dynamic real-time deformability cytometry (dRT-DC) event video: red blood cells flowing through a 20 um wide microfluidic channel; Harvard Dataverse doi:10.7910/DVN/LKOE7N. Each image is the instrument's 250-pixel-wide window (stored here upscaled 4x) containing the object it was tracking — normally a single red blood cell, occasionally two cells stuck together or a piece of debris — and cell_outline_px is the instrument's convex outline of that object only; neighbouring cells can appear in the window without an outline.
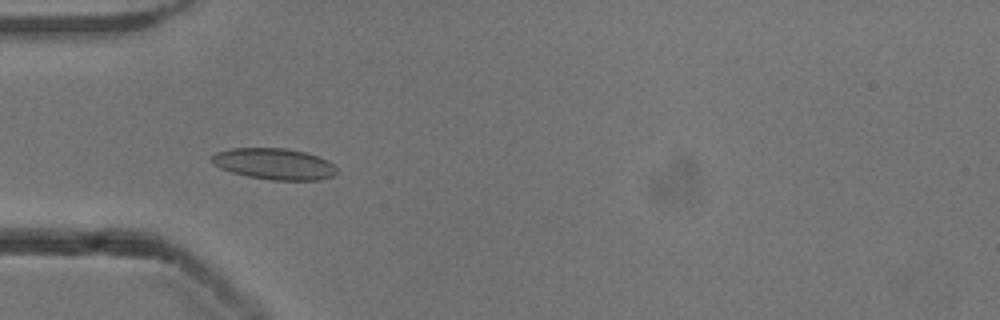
{"species": "common noctule bat (a hibernating species)", "species_latin": "Nyctalus noctula", "temperature_condition": "cold", "stored_images_in_passage": 38, "camera_frame_rate_fps": 3000, "um_per_image_px": 0.085, "animal": {"sex": "male", "body_mass_g": 13.3}, "frame": {"image": 1, "passage_image": 9, "time_ms": 2.667, "image_size_px": [1000, 320], "cell_outline_px": [[336, 172], [332, 176], [320, 180], [272, 180], [248, 176], [232, 172], [220, 168], [212, 164], [212, 156], [216, 152], [232, 148], [284, 148], [304, 152], [328, 160], [336, 168]], "centroid_in_image_um": [23.29, 13.93], "position_along_channel_um": 61.7, "area_um2": 22.6}}
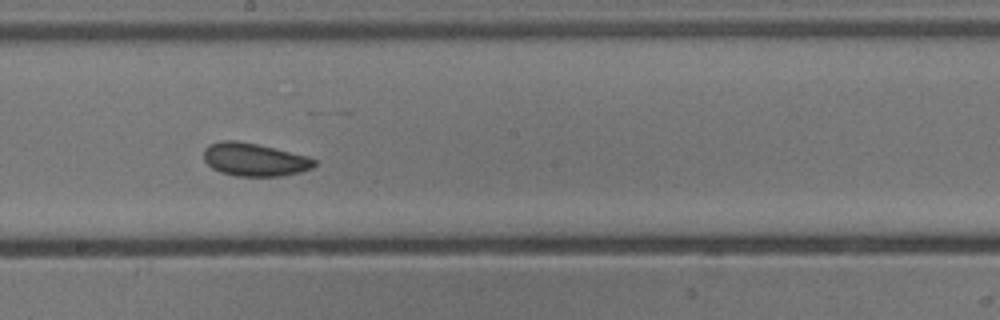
{"frame": {"image": 2, "passage_image": 22, "time_ms": 7.0, "image_size_px": [1000, 320], "cell_outline_px": [[316, 164], [312, 168], [300, 172], [280, 176], [236, 176], [220, 172], [212, 168], [204, 160], [204, 148], [208, 144], [220, 140], [236, 140], [256, 144], [308, 156], [316, 160]], "centroid_in_image_um": [21.6, 13.56], "position_along_channel_um": 226.6, "area_um2": 21.33}}
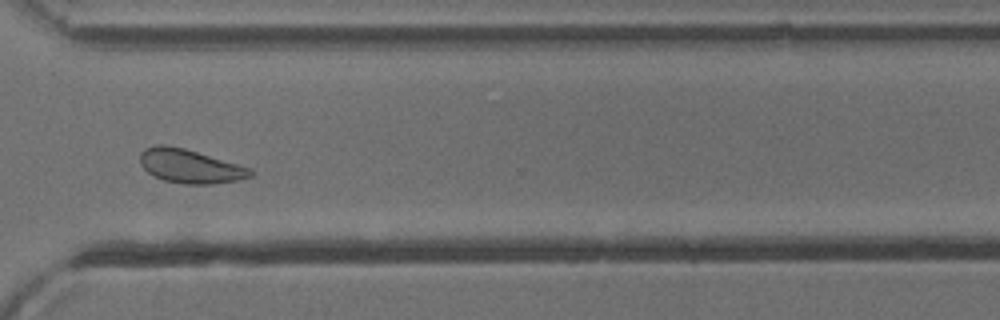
{"frame": {"image": 3, "passage_image": 32, "time_ms": 10.333, "image_size_px": [1000, 320], "cell_outline_px": [[252, 176], [240, 180], [212, 184], [184, 184], [164, 180], [148, 172], [140, 164], [140, 152], [156, 144], [164, 144], [184, 148], [252, 168]], "centroid_in_image_um": [16.17, 14.13], "position_along_channel_um": 354.4, "area_um2": 21.68}, "authors_computed_cell_mechanics": {"area_um2": 21.5305, "velocity_mm_per_s": 3.8436, "shape_relaxation_time_tau1_ms": 2.6121, "shape_relaxation_time_tau2_ms": 1.772, "deformation_change_tau1": 0.0613, "deformation_change_tau2": 0.0737}}